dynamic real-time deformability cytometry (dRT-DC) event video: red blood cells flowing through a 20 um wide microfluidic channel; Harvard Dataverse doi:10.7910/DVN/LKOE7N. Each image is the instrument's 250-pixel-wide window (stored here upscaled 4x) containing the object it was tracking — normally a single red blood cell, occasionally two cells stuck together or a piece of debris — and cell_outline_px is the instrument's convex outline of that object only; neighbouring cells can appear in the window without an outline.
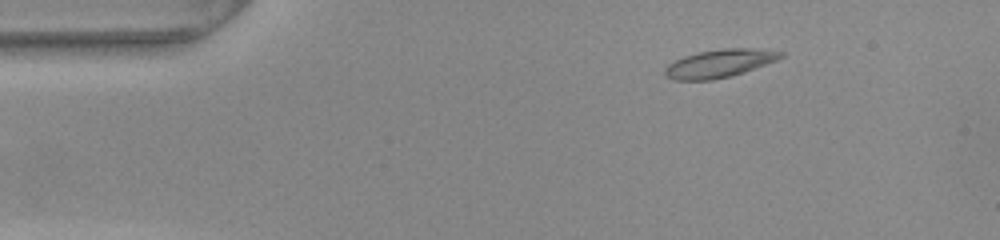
{"species": "common noctule bat (a hibernating species)", "species_latin": "Nyctalus noctula", "temperature_condition": "warm", "stored_images_in_passage": 54, "camera_frame_rate_fps": 3000, "um_per_image_px": 0.085, "animal": {"sex": "female", "body_mass_g": 22.0, "forearm_length_mm": 56.7}, "frame": {"image": 1, "passage_image": 8, "time_ms": 2.333, "image_size_px": [1000, 240], "cell_outline_px": [[784, 56], [776, 60], [744, 72], [732, 76], [712, 80], [672, 80], [664, 72], [664, 68], [668, 64], [684, 56], [696, 52], [724, 48], [752, 48], [784, 52]], "centroid_in_image_um": [61.14, 5.39], "position_along_channel_um": 23.9, "area_um2": 18.9}}
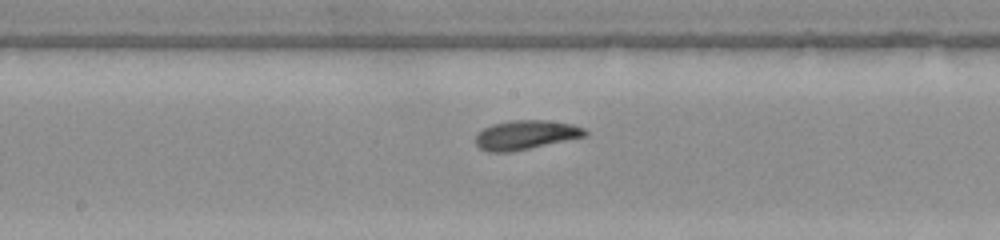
{"frame": {"image": 2, "passage_image": 28, "time_ms": 9.0, "image_size_px": [1000, 240], "cell_outline_px": [[588, 136], [508, 152], [488, 152], [480, 148], [476, 144], [476, 132], [492, 124], [512, 120], [548, 120], [572, 124], [584, 128], [588, 132]], "centroid_in_image_um": [44.69, 11.45], "position_along_channel_um": 203.5, "area_um2": 18.61}}
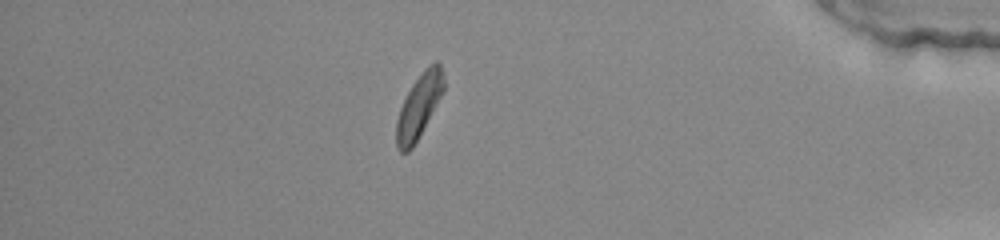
{"frame": {"image": 3, "passage_image": 47, "time_ms": 15.333, "image_size_px": [1000, 240], "cell_outline_px": [[444, 92], [412, 148], [408, 152], [400, 152], [396, 148], [396, 120], [400, 108], [412, 84], [436, 60], [440, 64], [444, 80]], "centroid_in_image_um": [35.6, 9.07], "position_along_channel_um": 399.6, "area_um2": 17.22}, "authors_computed_cell_mechanics": {"area_um2": 18.3804, "velocity_mm_per_s": 3.7562, "shape_relaxation_time_tau1_ms": 3.0433, "shape_relaxation_time_tau2_ms": 5.9286, "deformation_change_tau1": 0.1452, "deformation_change_tau2": 0.1111}}